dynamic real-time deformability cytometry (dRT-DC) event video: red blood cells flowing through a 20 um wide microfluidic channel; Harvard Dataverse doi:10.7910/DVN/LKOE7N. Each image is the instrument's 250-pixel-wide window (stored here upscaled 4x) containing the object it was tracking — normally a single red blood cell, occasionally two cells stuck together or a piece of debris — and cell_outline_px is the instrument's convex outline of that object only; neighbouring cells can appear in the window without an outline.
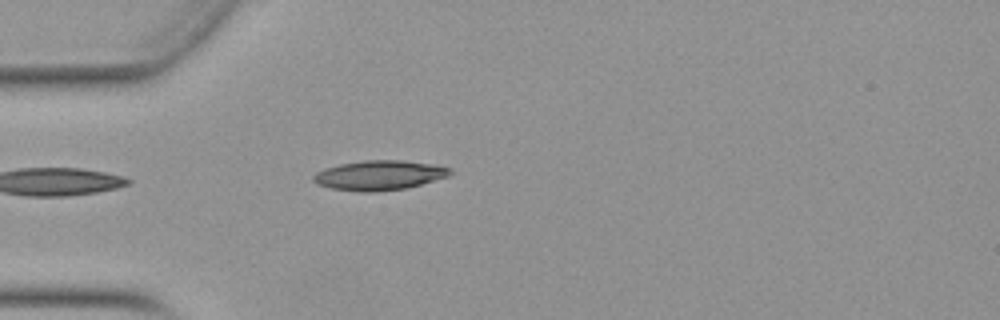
{"species": "Egyptian fruit bat (a non-hibernating species)", "species_latin": "Rousettus aegyptiacus", "temperature_condition": "warm", "stored_images_in_passage": 14, "camera_frame_rate_fps": 3000, "um_per_image_px": 0.085, "animal": {"sex": "female"}, "frame": {"image": 1, "passage_image": 1, "time_ms": 0.0, "image_size_px": [1000, 320], "cell_outline_px": [[452, 172], [448, 176], [420, 184], [404, 188], [376, 192], [360, 192], [332, 188], [316, 184], [312, 180], [312, 176], [316, 172], [324, 168], [340, 164], [364, 160], [404, 160], [436, 164], [452, 168]], "centroid_in_image_um": [32.23, 14.89], "position_along_channel_um": 52.8, "area_um2": 23.76}}
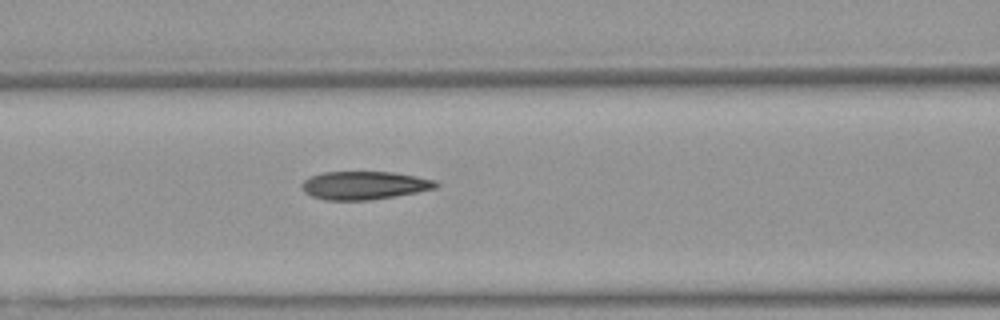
{"frame": {"image": 2, "passage_image": 8, "time_ms": 2.333, "image_size_px": [1000, 320], "cell_outline_px": [[440, 184], [436, 188], [396, 196], [372, 200], [324, 200], [312, 196], [304, 192], [300, 184], [304, 180], [312, 176], [324, 172], [392, 172], [416, 176], [436, 180]], "centroid_in_image_um": [30.97, 15.76], "position_along_channel_um": 135.6, "area_um2": 22.08}}
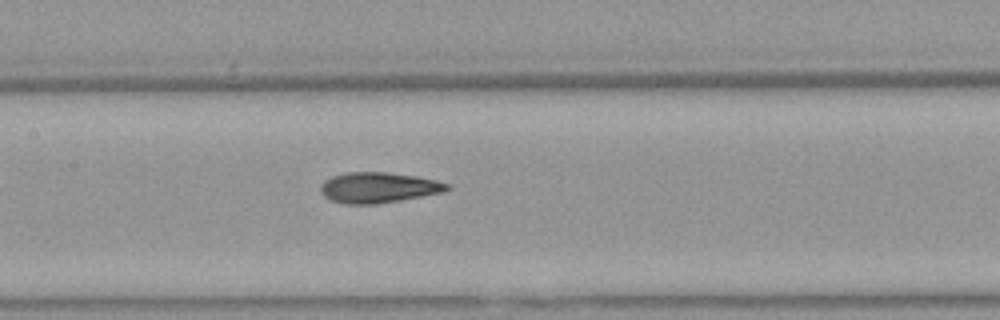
{"frame": {"image": 3, "passage_image": 11, "time_ms": 3.333, "image_size_px": [1000, 320], "cell_outline_px": [[452, 188], [444, 192], [400, 200], [376, 204], [344, 204], [332, 200], [324, 196], [320, 192], [320, 184], [324, 180], [332, 176], [348, 172], [388, 172], [416, 176], [436, 180], [452, 184]], "centroid_in_image_um": [32.18, 15.94], "position_along_channel_um": 175.2, "area_um2": 22.72}}